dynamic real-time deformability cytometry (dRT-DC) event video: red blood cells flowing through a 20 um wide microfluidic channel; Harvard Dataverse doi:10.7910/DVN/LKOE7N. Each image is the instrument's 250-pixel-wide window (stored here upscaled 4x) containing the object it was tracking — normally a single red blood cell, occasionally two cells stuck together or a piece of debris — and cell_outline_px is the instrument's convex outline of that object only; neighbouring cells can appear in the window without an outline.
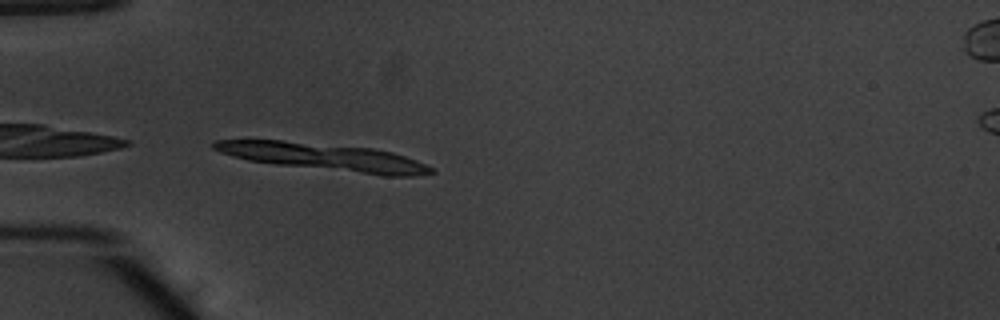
{"species": "common noctule bat (a hibernating species)", "species_latin": "Nyctalus noctula", "temperature_condition": "warm", "stored_images_in_passage": 11, "camera_frame_rate_fps": 3000, "um_per_image_px": 0.085, "animal": {"sex": "male", "body_mass_g": 20.1, "forearm_length_mm": 53.5}, "frame": {"image": 1, "passage_image": 1, "time_ms": 0.0, "image_size_px": [1000, 320], "cell_outline_px": [[436, 172], [412, 176], [384, 176], [276, 164], [248, 160], [232, 156], [220, 152], [212, 148], [212, 144], [216, 140], [280, 140], [372, 148], [392, 152], [416, 160], [432, 168]], "centroid_in_image_um": [27.54, 13.34], "position_along_channel_um": 57.5, "area_um2": 34.33}}